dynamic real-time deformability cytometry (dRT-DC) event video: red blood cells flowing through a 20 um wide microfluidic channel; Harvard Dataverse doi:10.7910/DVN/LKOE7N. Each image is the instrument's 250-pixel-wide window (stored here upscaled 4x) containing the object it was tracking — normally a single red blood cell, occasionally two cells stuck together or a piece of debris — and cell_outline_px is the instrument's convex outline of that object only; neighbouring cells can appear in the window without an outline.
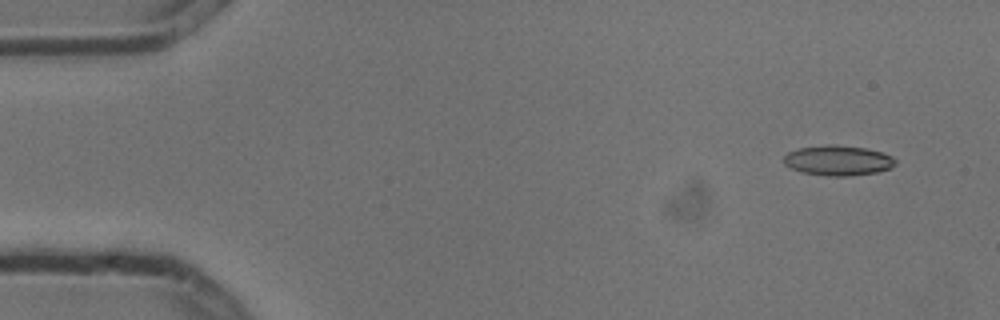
{"species": "common noctule bat (a hibernating species)", "species_latin": "Nyctalus noctula", "temperature_condition": "cold", "stored_images_in_passage": 6, "segment_of_instrument_passage": [2, 2], "camera_frame_rate_fps": 3000, "um_per_image_px": 0.085, "animal": {"sex": "male", "body_mass_g": 13.3}, "frame": {"image": 1, "passage_image": 6, "time_ms": 1.667, "image_size_px": [1000, 320], "cell_outline_px": [[896, 164], [888, 168], [876, 172], [848, 176], [828, 176], [800, 172], [784, 164], [784, 156], [788, 152], [800, 148], [828, 144], [836, 144], [864, 148], [880, 152], [892, 156], [896, 160]], "centroid_in_image_um": [71.21, 13.64], "position_along_channel_um": 13.8, "area_um2": 19.48}}